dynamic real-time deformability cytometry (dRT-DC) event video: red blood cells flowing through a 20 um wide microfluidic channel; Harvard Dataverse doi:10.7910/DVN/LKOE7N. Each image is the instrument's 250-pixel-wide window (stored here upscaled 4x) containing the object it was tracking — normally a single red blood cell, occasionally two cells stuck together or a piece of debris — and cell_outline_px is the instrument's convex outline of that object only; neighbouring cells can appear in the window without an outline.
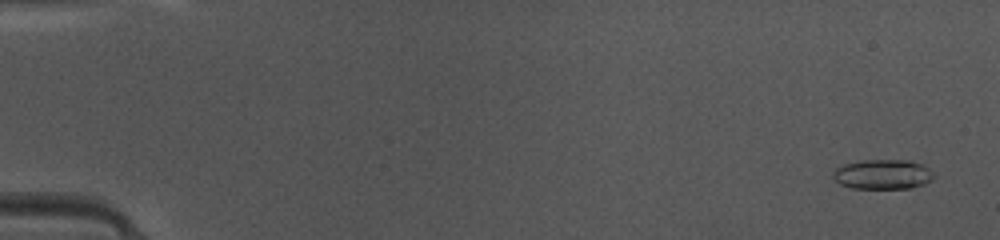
{"species": "common noctule bat (a hibernating species)", "species_latin": "Nyctalus noctula", "temperature_condition": "warm", "stored_images_in_passage": 49, "camera_frame_rate_fps": 3000, "um_per_image_px": 0.085, "animal": {"sex": "female", "body_mass_g": 10.0, "forearm_length_mm": 53.1}, "frame": {"image": 1, "passage_image": 3, "time_ms": 0.667, "image_size_px": [1000, 240], "cell_outline_px": [[936, 176], [932, 180], [924, 184], [912, 188], [852, 188], [840, 184], [832, 176], [832, 172], [836, 168], [844, 164], [860, 160], [908, 160], [924, 164]], "centroid_in_image_um": [75.05, 14.81], "position_along_channel_um": 9.9, "area_um2": 17.63}}
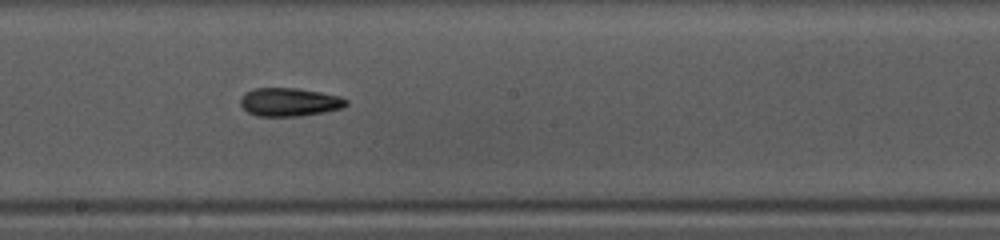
{"frame": {"image": 2, "passage_image": 28, "time_ms": 9.0, "image_size_px": [1000, 240], "cell_outline_px": [[348, 104], [344, 108], [324, 112], [300, 116], [256, 116], [248, 112], [240, 104], [240, 96], [244, 92], [256, 88], [296, 88], [320, 92], [340, 96], [348, 100]], "centroid_in_image_um": [24.6, 8.67], "position_along_channel_um": 223.6, "area_um2": 17.63}}
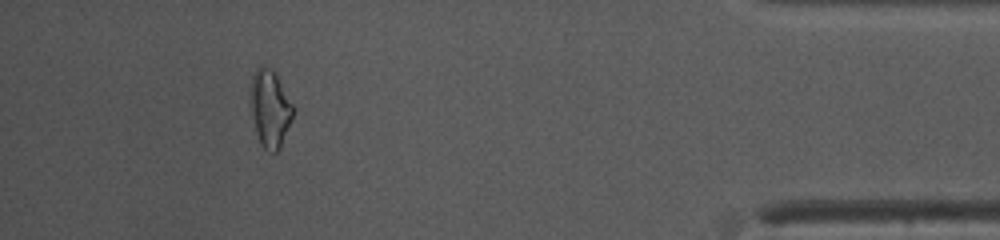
{"frame": {"image": 3, "passage_image": 45, "time_ms": 14.667, "image_size_px": [1000, 240], "cell_outline_px": [[292, 116], [280, 148], [276, 152], [272, 152], [264, 148], [260, 144], [256, 132], [252, 116], [252, 72], [260, 64], [272, 68], [292, 104]], "centroid_in_image_um": [22.94, 9.21], "position_along_channel_um": 412.3, "area_um2": 18.55}}